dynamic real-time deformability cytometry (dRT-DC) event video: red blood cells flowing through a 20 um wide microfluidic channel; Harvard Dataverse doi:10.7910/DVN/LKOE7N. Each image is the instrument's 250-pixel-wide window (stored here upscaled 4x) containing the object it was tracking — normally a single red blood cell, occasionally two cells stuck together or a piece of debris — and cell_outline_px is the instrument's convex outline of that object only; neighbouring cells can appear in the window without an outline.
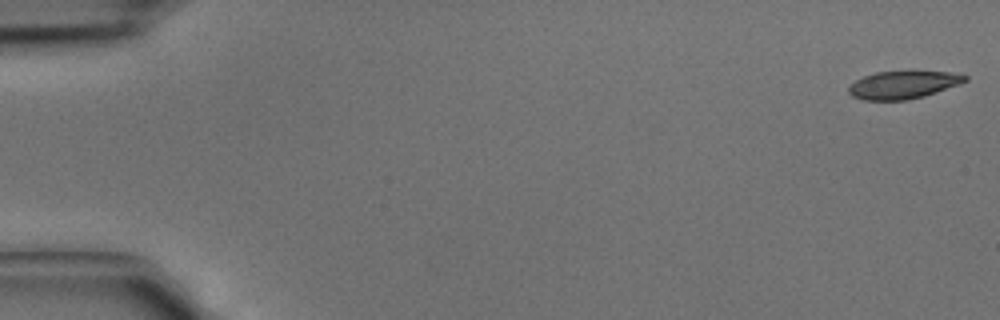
{"species": "common noctule bat (a hibernating species)", "species_latin": "Nyctalus noctula", "temperature_condition": "cold", "stored_images_in_passage": 43, "camera_frame_rate_fps": 3000, "um_per_image_px": 0.085, "animal": {"sex": "male", "body_mass_g": 15.6}, "frame": {"image": 1, "passage_image": 1, "time_ms": 0.0, "image_size_px": [1000, 320], "cell_outline_px": [[968, 80], [960, 84], [924, 96], [908, 100], [864, 100], [852, 96], [848, 92], [848, 88], [856, 80], [864, 76], [876, 72], [912, 68], [948, 72], [968, 76]], "centroid_in_image_um": [76.8, 7.16], "position_along_channel_um": 8.2, "area_um2": 19.59}}
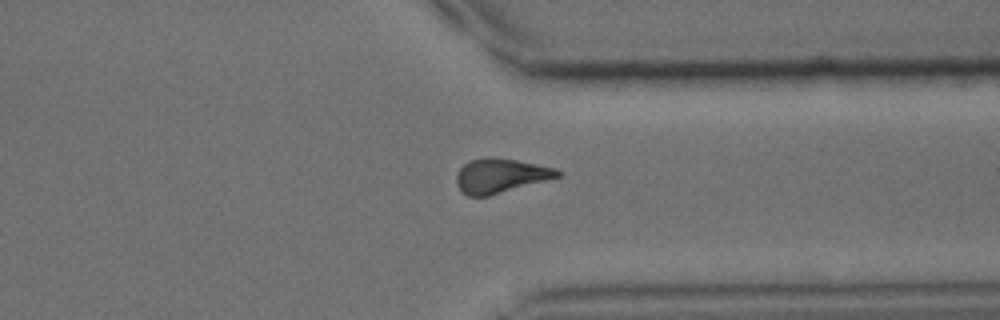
{"frame": {"image": 2, "passage_image": 33, "time_ms": 10.667, "image_size_px": [1000, 320], "cell_outline_px": [[564, 172], [560, 176], [488, 196], [468, 196], [456, 184], [456, 172], [468, 160], [516, 160], [556, 168]], "centroid_in_image_um": [42.55, 14.96], "position_along_channel_um": 368.8, "area_um2": 19.48}}
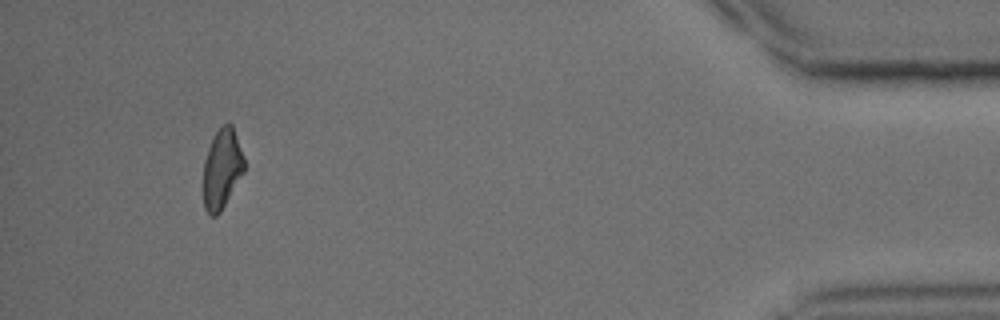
{"frame": {"image": 3, "passage_image": 40, "time_ms": 13.0, "image_size_px": [1000, 320], "cell_outline_px": [[244, 172], [220, 212], [216, 216], [208, 216], [204, 208], [204, 160], [208, 148], [216, 132], [224, 124], [232, 124], [244, 156]], "centroid_in_image_um": [18.87, 14.37], "position_along_channel_um": 416.3, "area_um2": 18.84}}